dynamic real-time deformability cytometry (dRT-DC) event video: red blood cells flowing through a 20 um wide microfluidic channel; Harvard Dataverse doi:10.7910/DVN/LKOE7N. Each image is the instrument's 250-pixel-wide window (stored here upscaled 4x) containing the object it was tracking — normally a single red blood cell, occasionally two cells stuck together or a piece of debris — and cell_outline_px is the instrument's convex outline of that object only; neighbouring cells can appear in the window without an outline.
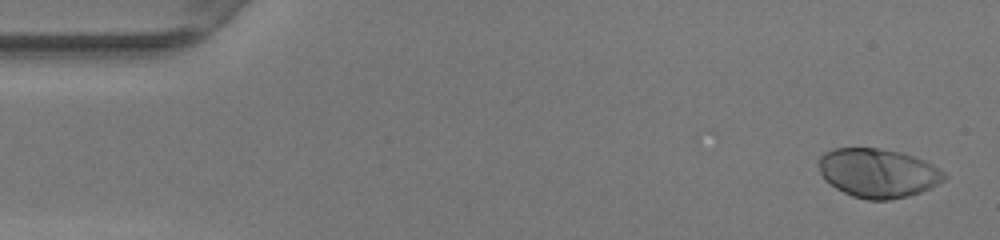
{"species": "human", "species_latin": "Homo sapiens", "temperature_condition": "warm", "stored_images_in_passage": 49, "camera_frame_rate_fps": 3000, "um_per_image_px": 0.085, "donor": {"sex": "female"}, "frame": {"image": 1, "passage_image": 2, "time_ms": 0.333, "image_size_px": [1000, 240], "cell_outline_px": [[948, 176], [944, 180], [920, 192], [908, 196], [888, 200], [868, 200], [852, 196], [836, 188], [824, 180], [820, 172], [820, 156], [824, 152], [836, 148], [876, 148], [900, 152], [924, 160], [940, 168]], "centroid_in_image_um": [74.63, 14.71], "position_along_channel_um": 10.4, "area_um2": 35.66}}
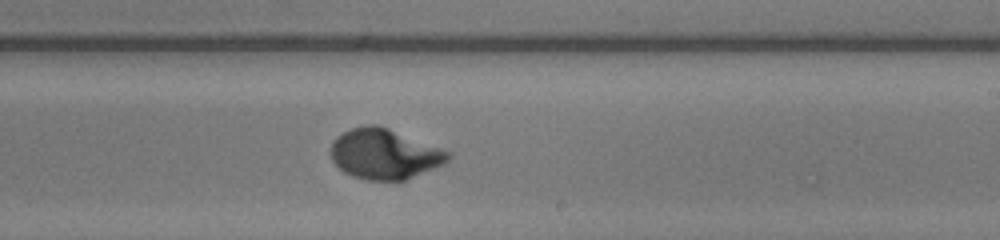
{"frame": {"image": 2, "passage_image": 29, "time_ms": 9.333, "image_size_px": [1000, 240], "cell_outline_px": [[452, 156], [444, 164], [404, 180], [364, 180], [352, 176], [344, 172], [332, 160], [328, 152], [332, 140], [336, 136], [352, 128], [368, 124], [376, 124], [388, 128], [452, 152]], "centroid_in_image_um": [32.65, 13.08], "position_along_channel_um": 256.3, "area_um2": 34.51}}
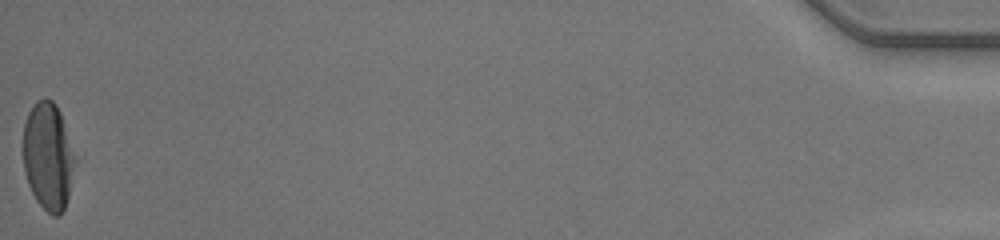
{"frame": {"image": 3, "passage_image": 49, "time_ms": 16.0, "image_size_px": [1000, 240], "cell_outline_px": [[76, 160], [68, 196], [64, 208], [60, 216], [52, 216], [36, 200], [28, 184], [24, 172], [24, 124], [28, 112], [36, 100], [44, 96], [52, 100], [56, 104], [60, 112], [76, 156]], "centroid_in_image_um": [4.09, 13.26], "position_along_channel_um": 431.1, "area_um2": 32.6}, "authors_computed_cell_mechanics": {"area_um2": 33.6396, "velocity_mm_per_s": 4.2111, "shape_relaxation_time_tau1_ms": 3.272, "shape_relaxation_time_tau2_ms": null, "deformation_change_tau1": 0.2366, "deformation_change_tau2": null}}